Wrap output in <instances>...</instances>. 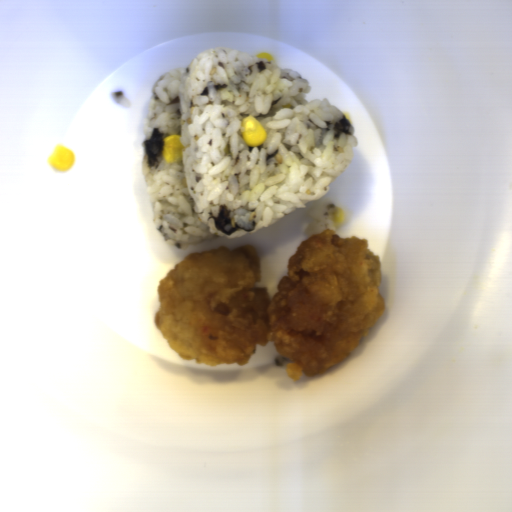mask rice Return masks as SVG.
<instances>
[{
	"label": "rice",
	"instance_id": "rice-1",
	"mask_svg": "<svg viewBox=\"0 0 512 512\" xmlns=\"http://www.w3.org/2000/svg\"><path fill=\"white\" fill-rule=\"evenodd\" d=\"M224 48L160 75L144 127L142 175L154 225L178 250L235 240L330 192L357 149L355 129L327 97L308 101L309 81L276 60ZM254 116L260 147L240 133ZM178 134L177 162L161 158Z\"/></svg>",
	"mask_w": 512,
	"mask_h": 512
},
{
	"label": "rice",
	"instance_id": "rice-2",
	"mask_svg": "<svg viewBox=\"0 0 512 512\" xmlns=\"http://www.w3.org/2000/svg\"><path fill=\"white\" fill-rule=\"evenodd\" d=\"M339 208L335 202L323 201L315 205L309 214L310 225L306 228V236L309 238L312 234H320L326 229L338 231L340 223H336L333 218V211Z\"/></svg>",
	"mask_w": 512,
	"mask_h": 512
}]
</instances>
